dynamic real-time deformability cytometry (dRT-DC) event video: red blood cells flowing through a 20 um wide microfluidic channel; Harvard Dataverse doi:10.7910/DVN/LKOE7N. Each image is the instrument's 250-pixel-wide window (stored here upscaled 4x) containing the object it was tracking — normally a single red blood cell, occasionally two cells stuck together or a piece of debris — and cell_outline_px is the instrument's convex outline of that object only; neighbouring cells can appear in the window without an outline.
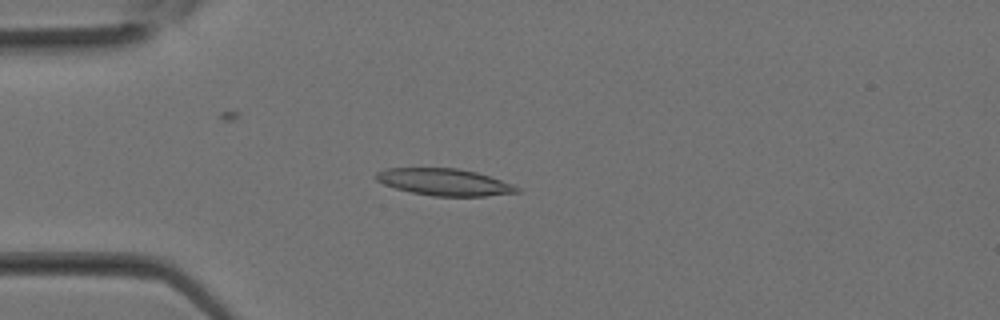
{"species": "Egyptian fruit bat (a non-hibernating species)", "species_latin": "Rousettus aegyptiacus", "temperature_condition": "room temperature", "stored_images_in_passage": 13, "camera_frame_rate_fps": 3000, "um_per_image_px": 0.085, "animal": {"sex": "female"}, "frame": {"image": 1, "passage_image": 8, "time_ms": 2.333, "image_size_px": [1000, 320], "cell_outline_px": [[520, 192], [484, 196], [432, 196], [412, 192], [396, 188], [384, 184], [376, 180], [376, 172], [384, 168], [456, 168], [476, 172], [512, 184], [520, 188]], "centroid_in_image_um": [37.75, 15.47], "position_along_channel_um": 47.2, "area_um2": 21.91}}
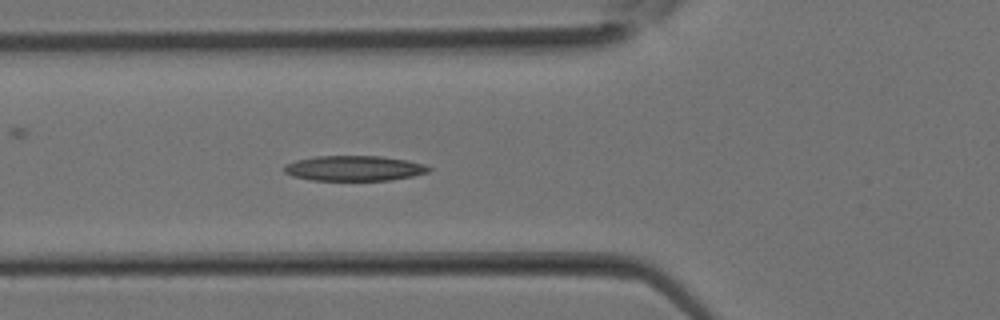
{"frame": {"image": 2, "passage_image": 11, "time_ms": 3.333, "image_size_px": [1000, 320], "cell_outline_px": [[432, 168], [428, 172], [412, 176], [392, 180], [312, 180], [292, 176], [284, 172], [284, 164], [296, 160], [316, 156], [380, 156], [408, 160], [424, 164]], "centroid_in_image_um": [30.1, 14.3], "position_along_channel_um": 95.7, "area_um2": 21.27}}
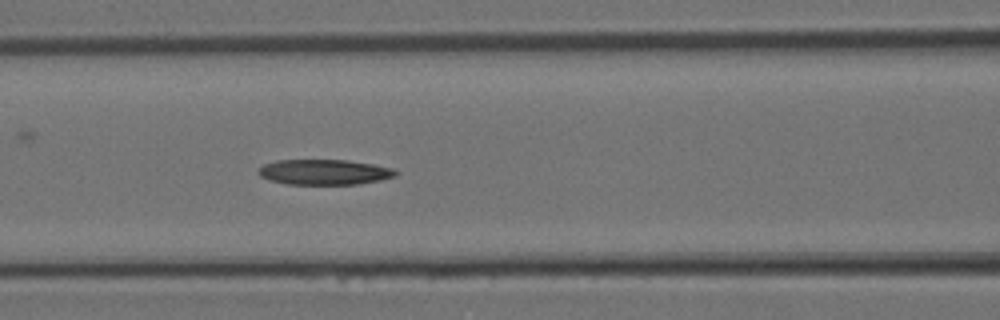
{"frame": {"image": 3, "passage_image": 13, "time_ms": 4.0, "image_size_px": [1000, 320], "cell_outline_px": [[396, 176], [380, 180], [356, 184], [288, 184], [268, 180], [260, 176], [256, 172], [264, 164], [276, 160], [348, 160], [372, 164], [392, 168], [396, 172]], "centroid_in_image_um": [27.52, 14.62], "position_along_channel_um": 139.1, "area_um2": 20.17}}